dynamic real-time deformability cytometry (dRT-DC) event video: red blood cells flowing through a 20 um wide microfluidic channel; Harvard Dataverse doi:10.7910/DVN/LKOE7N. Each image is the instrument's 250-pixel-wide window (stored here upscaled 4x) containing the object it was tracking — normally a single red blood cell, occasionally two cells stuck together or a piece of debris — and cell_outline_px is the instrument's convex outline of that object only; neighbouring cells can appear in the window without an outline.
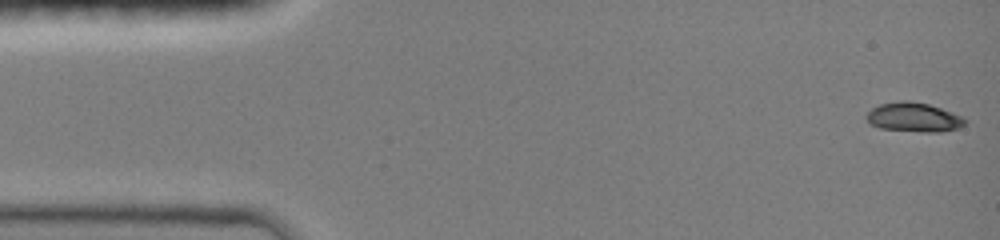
{"species": "common noctule bat (a hibernating species)", "species_latin": "Nyctalus noctula", "temperature_condition": "room temperature", "stored_images_in_passage": 43, "camera_frame_rate_fps": 3000, "um_per_image_px": 0.085, "animal": {"sex": "female", "body_mass_g": 19.0, "forearm_length_mm": 51.5}, "frame": {"image": 1, "passage_image": 1, "time_ms": 0.0, "image_size_px": [1000, 240], "cell_outline_px": [[968, 120], [964, 124], [956, 128], [940, 132], [920, 132], [880, 128], [868, 124], [864, 116], [872, 108], [880, 104], [900, 100], [908, 100], [928, 104], [952, 112]], "centroid_in_image_um": [77.61, 9.96], "position_along_channel_um": 7.4, "area_um2": 16.88}}
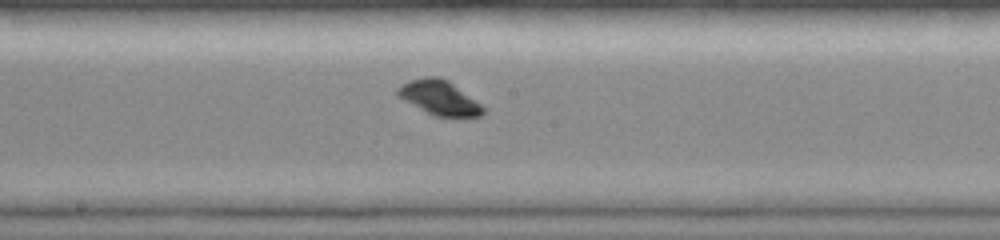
{"frame": {"image": 2, "passage_image": 25, "time_ms": 8.0, "image_size_px": [1000, 240], "cell_outline_px": [[484, 116], [432, 116], [396, 96], [396, 88], [400, 84], [408, 80], [424, 76], [440, 76], [448, 80], [480, 104], [484, 108]], "centroid_in_image_um": [37.27, 8.28], "position_along_channel_um": 210.9, "area_um2": 17.28}}
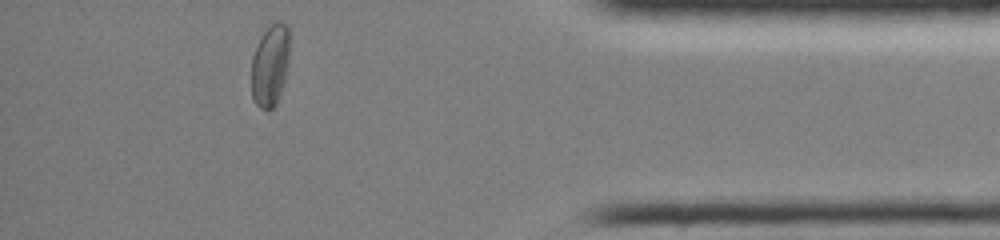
{"frame": {"image": 3, "passage_image": 42, "time_ms": 13.667, "image_size_px": [1000, 240], "cell_outline_px": [[288, 64], [284, 80], [276, 104], [272, 108], [260, 108], [252, 100], [252, 56], [264, 32], [276, 20], [280, 20], [288, 24]], "centroid_in_image_um": [22.96, 5.53], "position_along_channel_um": 412.2, "area_um2": 17.92}}